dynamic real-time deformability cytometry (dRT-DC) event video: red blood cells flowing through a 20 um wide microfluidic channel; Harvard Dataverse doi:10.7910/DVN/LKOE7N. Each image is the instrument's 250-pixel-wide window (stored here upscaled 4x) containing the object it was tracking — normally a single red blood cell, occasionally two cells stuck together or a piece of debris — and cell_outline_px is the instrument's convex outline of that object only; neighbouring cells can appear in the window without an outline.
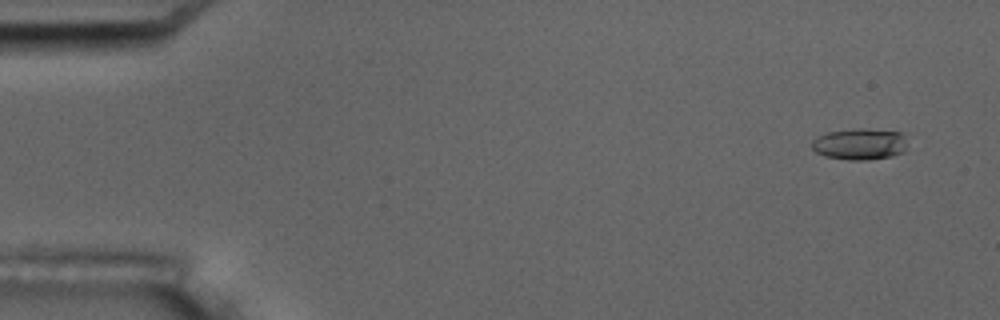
{"species": "common noctule bat (a hibernating species)", "species_latin": "Nyctalus noctula", "temperature_condition": "room temperature", "stored_images_in_passage": 6, "camera_frame_rate_fps": 3000, "um_per_image_px": 0.085, "animal": {"sex": "male", "body_mass_g": 17.5, "forearm_length_mm": 52.3}, "frame": {"image": 1, "passage_image": 1, "time_ms": 0.0, "image_size_px": [1000, 320], "cell_outline_px": [[904, 152], [892, 156], [868, 160], [848, 160], [824, 156], [816, 152], [812, 148], [812, 140], [816, 136], [828, 132], [852, 128], [864, 128], [900, 132], [904, 144]], "centroid_in_image_um": [73.01, 12.25], "position_along_channel_um": 12.0, "area_um2": 17.46}}